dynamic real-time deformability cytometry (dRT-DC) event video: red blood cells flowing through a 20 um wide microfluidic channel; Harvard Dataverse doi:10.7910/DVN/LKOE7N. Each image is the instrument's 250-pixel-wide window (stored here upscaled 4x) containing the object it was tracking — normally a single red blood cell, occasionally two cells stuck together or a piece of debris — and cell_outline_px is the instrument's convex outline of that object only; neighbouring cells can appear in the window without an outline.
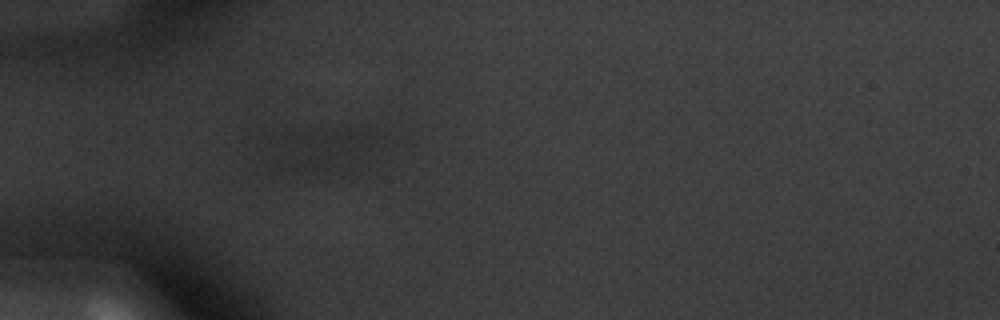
{"species": "common noctule bat (a hibernating species)", "species_latin": "Nyctalus noctula", "temperature_condition": "warm", "stored_images_in_passage": 20, "segment_of_instrument_passage": [2, 2], "camera_frame_rate_fps": 3000, "um_per_image_px": 0.085, "animal": {"sex": "male", "body_mass_g": 20.1, "forearm_length_mm": 53.5}, "frame": {"image": 1, "passage_image": 20, "time_ms": 6.333, "image_size_px": [1000, 320], "cell_outline_px": [[388, 144], [316, 168], [280, 168], [280, 164], [284, 160], [348, 128], [352, 128], [376, 132], [384, 136]], "centroid_in_image_um": [28.55, 12.66], "position_along_channel_um": 56.4, "area_um2": 15.55}}